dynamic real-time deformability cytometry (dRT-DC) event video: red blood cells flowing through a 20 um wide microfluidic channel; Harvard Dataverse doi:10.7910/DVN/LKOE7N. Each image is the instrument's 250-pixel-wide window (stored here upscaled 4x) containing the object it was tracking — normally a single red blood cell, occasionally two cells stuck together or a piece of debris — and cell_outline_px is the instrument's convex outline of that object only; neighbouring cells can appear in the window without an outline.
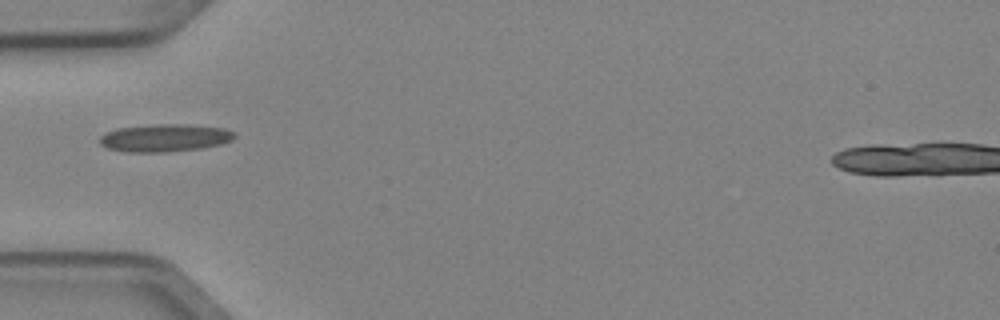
{"species": "Egyptian fruit bat (a non-hibernating species)", "species_latin": "Rousettus aegyptiacus", "temperature_condition": "cold", "stored_images_in_passage": 1, "camera_frame_rate_fps": 3000, "um_per_image_px": 0.085, "animal": {"sex": "female"}, "frame": {"image": 1, "passage_image": 1, "time_ms": 0.0, "image_size_px": [1000, 320], "cell_outline_px": [[236, 136], [232, 140], [220, 144], [200, 148], [164, 152], [128, 152], [108, 148], [100, 144], [100, 136], [104, 132], [116, 128], [152, 124], [184, 124], [224, 128], [236, 132]], "centroid_in_image_um": [13.99, 11.71], "position_along_channel_um": 71.0, "area_um2": 21.79}}